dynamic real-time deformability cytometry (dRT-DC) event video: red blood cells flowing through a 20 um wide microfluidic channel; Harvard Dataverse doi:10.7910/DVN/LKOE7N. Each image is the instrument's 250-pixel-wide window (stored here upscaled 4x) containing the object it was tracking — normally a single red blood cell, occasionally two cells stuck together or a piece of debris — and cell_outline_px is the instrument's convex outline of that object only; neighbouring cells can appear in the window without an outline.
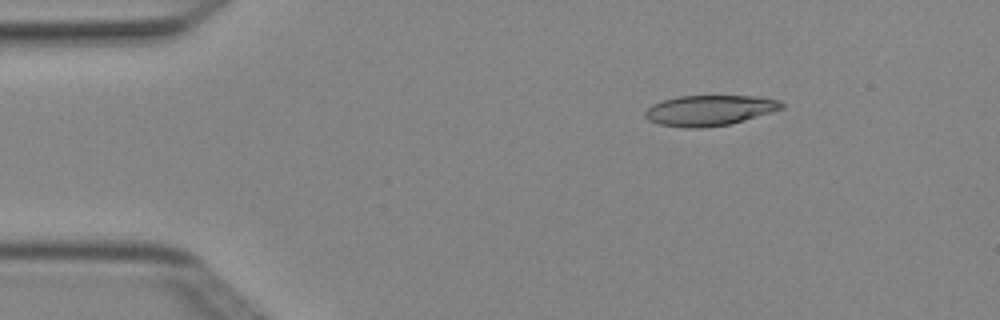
{"species": "Egyptian fruit bat (a non-hibernating species)", "species_latin": "Rousettus aegyptiacus", "temperature_condition": "cold", "stored_images_in_passage": 3, "camera_frame_rate_fps": 3000, "um_per_image_px": 0.085, "animal": {"sex": "female"}, "frame": {"image": 1, "passage_image": 2, "time_ms": 0.333, "image_size_px": [1000, 320], "cell_outline_px": [[784, 108], [772, 112], [732, 124], [704, 128], [684, 128], [660, 124], [648, 120], [644, 116], [644, 112], [652, 104], [660, 100], [676, 96], [764, 96], [780, 100], [784, 104]], "centroid_in_image_um": [60.32, 9.38], "position_along_channel_um": 24.7, "area_um2": 24.68}}